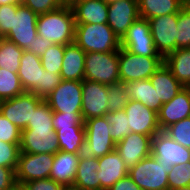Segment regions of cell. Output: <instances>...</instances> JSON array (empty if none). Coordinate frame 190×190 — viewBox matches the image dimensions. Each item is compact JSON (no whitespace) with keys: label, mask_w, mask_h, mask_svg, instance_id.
<instances>
[{"label":"cell","mask_w":190,"mask_h":190,"mask_svg":"<svg viewBox=\"0 0 190 190\" xmlns=\"http://www.w3.org/2000/svg\"><path fill=\"white\" fill-rule=\"evenodd\" d=\"M53 43L47 39L42 38L40 35L36 36V41L33 42V54L42 57L46 49Z\"/></svg>","instance_id":"obj_49"},{"label":"cell","mask_w":190,"mask_h":190,"mask_svg":"<svg viewBox=\"0 0 190 190\" xmlns=\"http://www.w3.org/2000/svg\"><path fill=\"white\" fill-rule=\"evenodd\" d=\"M65 5H67V0H62Z\"/></svg>","instance_id":"obj_56"},{"label":"cell","mask_w":190,"mask_h":190,"mask_svg":"<svg viewBox=\"0 0 190 190\" xmlns=\"http://www.w3.org/2000/svg\"><path fill=\"white\" fill-rule=\"evenodd\" d=\"M105 117L110 124L109 132L115 143L121 141L131 133V130L128 127V118L124 110L108 112Z\"/></svg>","instance_id":"obj_33"},{"label":"cell","mask_w":190,"mask_h":190,"mask_svg":"<svg viewBox=\"0 0 190 190\" xmlns=\"http://www.w3.org/2000/svg\"><path fill=\"white\" fill-rule=\"evenodd\" d=\"M21 4V0H0V5Z\"/></svg>","instance_id":"obj_50"},{"label":"cell","mask_w":190,"mask_h":190,"mask_svg":"<svg viewBox=\"0 0 190 190\" xmlns=\"http://www.w3.org/2000/svg\"><path fill=\"white\" fill-rule=\"evenodd\" d=\"M118 55L119 50L86 53L84 79L106 85L119 83Z\"/></svg>","instance_id":"obj_3"},{"label":"cell","mask_w":190,"mask_h":190,"mask_svg":"<svg viewBox=\"0 0 190 190\" xmlns=\"http://www.w3.org/2000/svg\"><path fill=\"white\" fill-rule=\"evenodd\" d=\"M85 56L86 53L75 43L65 45L63 64L60 72L62 80H84Z\"/></svg>","instance_id":"obj_23"},{"label":"cell","mask_w":190,"mask_h":190,"mask_svg":"<svg viewBox=\"0 0 190 190\" xmlns=\"http://www.w3.org/2000/svg\"><path fill=\"white\" fill-rule=\"evenodd\" d=\"M109 125L105 116L84 121V155L99 158L115 150L116 143L109 132Z\"/></svg>","instance_id":"obj_6"},{"label":"cell","mask_w":190,"mask_h":190,"mask_svg":"<svg viewBox=\"0 0 190 190\" xmlns=\"http://www.w3.org/2000/svg\"><path fill=\"white\" fill-rule=\"evenodd\" d=\"M38 14L30 8L19 4L13 14L12 29L4 38L14 42L23 50L33 53V42L36 41Z\"/></svg>","instance_id":"obj_7"},{"label":"cell","mask_w":190,"mask_h":190,"mask_svg":"<svg viewBox=\"0 0 190 190\" xmlns=\"http://www.w3.org/2000/svg\"><path fill=\"white\" fill-rule=\"evenodd\" d=\"M121 47L141 56L162 57L155 49L147 19L138 17L121 40Z\"/></svg>","instance_id":"obj_12"},{"label":"cell","mask_w":190,"mask_h":190,"mask_svg":"<svg viewBox=\"0 0 190 190\" xmlns=\"http://www.w3.org/2000/svg\"><path fill=\"white\" fill-rule=\"evenodd\" d=\"M53 154L20 152L16 173L18 188L29 181L50 178Z\"/></svg>","instance_id":"obj_11"},{"label":"cell","mask_w":190,"mask_h":190,"mask_svg":"<svg viewBox=\"0 0 190 190\" xmlns=\"http://www.w3.org/2000/svg\"><path fill=\"white\" fill-rule=\"evenodd\" d=\"M128 102V91L124 83L108 85V112L124 110Z\"/></svg>","instance_id":"obj_35"},{"label":"cell","mask_w":190,"mask_h":190,"mask_svg":"<svg viewBox=\"0 0 190 190\" xmlns=\"http://www.w3.org/2000/svg\"><path fill=\"white\" fill-rule=\"evenodd\" d=\"M119 76L121 83L149 79L163 64V57H147L119 49Z\"/></svg>","instance_id":"obj_4"},{"label":"cell","mask_w":190,"mask_h":190,"mask_svg":"<svg viewBox=\"0 0 190 190\" xmlns=\"http://www.w3.org/2000/svg\"><path fill=\"white\" fill-rule=\"evenodd\" d=\"M77 1H80V0H67V6H71L72 4L76 3Z\"/></svg>","instance_id":"obj_52"},{"label":"cell","mask_w":190,"mask_h":190,"mask_svg":"<svg viewBox=\"0 0 190 190\" xmlns=\"http://www.w3.org/2000/svg\"><path fill=\"white\" fill-rule=\"evenodd\" d=\"M24 50L14 42L0 37V68L18 73Z\"/></svg>","instance_id":"obj_31"},{"label":"cell","mask_w":190,"mask_h":190,"mask_svg":"<svg viewBox=\"0 0 190 190\" xmlns=\"http://www.w3.org/2000/svg\"><path fill=\"white\" fill-rule=\"evenodd\" d=\"M171 190H190V186L178 188V189H171Z\"/></svg>","instance_id":"obj_53"},{"label":"cell","mask_w":190,"mask_h":190,"mask_svg":"<svg viewBox=\"0 0 190 190\" xmlns=\"http://www.w3.org/2000/svg\"><path fill=\"white\" fill-rule=\"evenodd\" d=\"M20 152L53 154L59 150L54 129H24L21 131Z\"/></svg>","instance_id":"obj_16"},{"label":"cell","mask_w":190,"mask_h":190,"mask_svg":"<svg viewBox=\"0 0 190 190\" xmlns=\"http://www.w3.org/2000/svg\"><path fill=\"white\" fill-rule=\"evenodd\" d=\"M65 45L52 44L43 53L41 58L42 67L48 72L60 74Z\"/></svg>","instance_id":"obj_34"},{"label":"cell","mask_w":190,"mask_h":190,"mask_svg":"<svg viewBox=\"0 0 190 190\" xmlns=\"http://www.w3.org/2000/svg\"><path fill=\"white\" fill-rule=\"evenodd\" d=\"M21 130L6 119L0 112V141L4 143L20 144Z\"/></svg>","instance_id":"obj_42"},{"label":"cell","mask_w":190,"mask_h":190,"mask_svg":"<svg viewBox=\"0 0 190 190\" xmlns=\"http://www.w3.org/2000/svg\"><path fill=\"white\" fill-rule=\"evenodd\" d=\"M75 25L72 8L64 4L38 15L37 33L53 44L68 45L74 43Z\"/></svg>","instance_id":"obj_1"},{"label":"cell","mask_w":190,"mask_h":190,"mask_svg":"<svg viewBox=\"0 0 190 190\" xmlns=\"http://www.w3.org/2000/svg\"><path fill=\"white\" fill-rule=\"evenodd\" d=\"M185 4V0H138L139 17L148 20L153 17L178 14Z\"/></svg>","instance_id":"obj_28"},{"label":"cell","mask_w":190,"mask_h":190,"mask_svg":"<svg viewBox=\"0 0 190 190\" xmlns=\"http://www.w3.org/2000/svg\"><path fill=\"white\" fill-rule=\"evenodd\" d=\"M21 4L38 15L48 13L64 5L62 0H21Z\"/></svg>","instance_id":"obj_43"},{"label":"cell","mask_w":190,"mask_h":190,"mask_svg":"<svg viewBox=\"0 0 190 190\" xmlns=\"http://www.w3.org/2000/svg\"><path fill=\"white\" fill-rule=\"evenodd\" d=\"M18 5H0V37H4L12 29L13 14H16Z\"/></svg>","instance_id":"obj_45"},{"label":"cell","mask_w":190,"mask_h":190,"mask_svg":"<svg viewBox=\"0 0 190 190\" xmlns=\"http://www.w3.org/2000/svg\"><path fill=\"white\" fill-rule=\"evenodd\" d=\"M63 186L51 178L29 181L22 184L21 190H61Z\"/></svg>","instance_id":"obj_46"},{"label":"cell","mask_w":190,"mask_h":190,"mask_svg":"<svg viewBox=\"0 0 190 190\" xmlns=\"http://www.w3.org/2000/svg\"><path fill=\"white\" fill-rule=\"evenodd\" d=\"M172 167L158 163L150 155L128 170V175L142 190H168V172Z\"/></svg>","instance_id":"obj_5"},{"label":"cell","mask_w":190,"mask_h":190,"mask_svg":"<svg viewBox=\"0 0 190 190\" xmlns=\"http://www.w3.org/2000/svg\"><path fill=\"white\" fill-rule=\"evenodd\" d=\"M44 71L41 58L24 50L17 74L25 92L35 93L42 86Z\"/></svg>","instance_id":"obj_21"},{"label":"cell","mask_w":190,"mask_h":190,"mask_svg":"<svg viewBox=\"0 0 190 190\" xmlns=\"http://www.w3.org/2000/svg\"><path fill=\"white\" fill-rule=\"evenodd\" d=\"M62 81L60 74L44 71L42 78V86L34 93L45 99Z\"/></svg>","instance_id":"obj_44"},{"label":"cell","mask_w":190,"mask_h":190,"mask_svg":"<svg viewBox=\"0 0 190 190\" xmlns=\"http://www.w3.org/2000/svg\"><path fill=\"white\" fill-rule=\"evenodd\" d=\"M186 4L190 7V0H185Z\"/></svg>","instance_id":"obj_55"},{"label":"cell","mask_w":190,"mask_h":190,"mask_svg":"<svg viewBox=\"0 0 190 190\" xmlns=\"http://www.w3.org/2000/svg\"><path fill=\"white\" fill-rule=\"evenodd\" d=\"M70 7L75 24H107L108 3L105 0H80Z\"/></svg>","instance_id":"obj_22"},{"label":"cell","mask_w":190,"mask_h":190,"mask_svg":"<svg viewBox=\"0 0 190 190\" xmlns=\"http://www.w3.org/2000/svg\"><path fill=\"white\" fill-rule=\"evenodd\" d=\"M19 145L0 141V166L17 169L20 155Z\"/></svg>","instance_id":"obj_41"},{"label":"cell","mask_w":190,"mask_h":190,"mask_svg":"<svg viewBox=\"0 0 190 190\" xmlns=\"http://www.w3.org/2000/svg\"><path fill=\"white\" fill-rule=\"evenodd\" d=\"M164 64L184 87H190V48L169 53L164 57Z\"/></svg>","instance_id":"obj_27"},{"label":"cell","mask_w":190,"mask_h":190,"mask_svg":"<svg viewBox=\"0 0 190 190\" xmlns=\"http://www.w3.org/2000/svg\"><path fill=\"white\" fill-rule=\"evenodd\" d=\"M53 111L48 103L43 99L33 112L31 121L26 129H54L52 125Z\"/></svg>","instance_id":"obj_36"},{"label":"cell","mask_w":190,"mask_h":190,"mask_svg":"<svg viewBox=\"0 0 190 190\" xmlns=\"http://www.w3.org/2000/svg\"><path fill=\"white\" fill-rule=\"evenodd\" d=\"M164 132L177 143L190 148V117L170 125Z\"/></svg>","instance_id":"obj_39"},{"label":"cell","mask_w":190,"mask_h":190,"mask_svg":"<svg viewBox=\"0 0 190 190\" xmlns=\"http://www.w3.org/2000/svg\"><path fill=\"white\" fill-rule=\"evenodd\" d=\"M177 49L190 48V7L185 4L178 13Z\"/></svg>","instance_id":"obj_37"},{"label":"cell","mask_w":190,"mask_h":190,"mask_svg":"<svg viewBox=\"0 0 190 190\" xmlns=\"http://www.w3.org/2000/svg\"><path fill=\"white\" fill-rule=\"evenodd\" d=\"M157 115L161 131L190 117V87H184L172 100L163 103Z\"/></svg>","instance_id":"obj_19"},{"label":"cell","mask_w":190,"mask_h":190,"mask_svg":"<svg viewBox=\"0 0 190 190\" xmlns=\"http://www.w3.org/2000/svg\"><path fill=\"white\" fill-rule=\"evenodd\" d=\"M130 100L141 102L156 113L160 111L163 103H157V93L150 79L125 83Z\"/></svg>","instance_id":"obj_29"},{"label":"cell","mask_w":190,"mask_h":190,"mask_svg":"<svg viewBox=\"0 0 190 190\" xmlns=\"http://www.w3.org/2000/svg\"><path fill=\"white\" fill-rule=\"evenodd\" d=\"M100 190H109L118 180L128 174V168L116 150L98 158Z\"/></svg>","instance_id":"obj_20"},{"label":"cell","mask_w":190,"mask_h":190,"mask_svg":"<svg viewBox=\"0 0 190 190\" xmlns=\"http://www.w3.org/2000/svg\"><path fill=\"white\" fill-rule=\"evenodd\" d=\"M138 17V0H119L108 3L107 24L120 41Z\"/></svg>","instance_id":"obj_17"},{"label":"cell","mask_w":190,"mask_h":190,"mask_svg":"<svg viewBox=\"0 0 190 190\" xmlns=\"http://www.w3.org/2000/svg\"><path fill=\"white\" fill-rule=\"evenodd\" d=\"M107 3H111V2H114V1H119V0H105Z\"/></svg>","instance_id":"obj_54"},{"label":"cell","mask_w":190,"mask_h":190,"mask_svg":"<svg viewBox=\"0 0 190 190\" xmlns=\"http://www.w3.org/2000/svg\"><path fill=\"white\" fill-rule=\"evenodd\" d=\"M15 171V169L0 166V190H16L18 188Z\"/></svg>","instance_id":"obj_47"},{"label":"cell","mask_w":190,"mask_h":190,"mask_svg":"<svg viewBox=\"0 0 190 190\" xmlns=\"http://www.w3.org/2000/svg\"><path fill=\"white\" fill-rule=\"evenodd\" d=\"M74 43L85 53L112 52L121 47L120 39L108 24H76Z\"/></svg>","instance_id":"obj_2"},{"label":"cell","mask_w":190,"mask_h":190,"mask_svg":"<svg viewBox=\"0 0 190 190\" xmlns=\"http://www.w3.org/2000/svg\"><path fill=\"white\" fill-rule=\"evenodd\" d=\"M44 100L53 112L82 113V81L62 80Z\"/></svg>","instance_id":"obj_9"},{"label":"cell","mask_w":190,"mask_h":190,"mask_svg":"<svg viewBox=\"0 0 190 190\" xmlns=\"http://www.w3.org/2000/svg\"><path fill=\"white\" fill-rule=\"evenodd\" d=\"M151 141V136L131 132L116 143L115 150L129 170L143 158L151 155Z\"/></svg>","instance_id":"obj_18"},{"label":"cell","mask_w":190,"mask_h":190,"mask_svg":"<svg viewBox=\"0 0 190 190\" xmlns=\"http://www.w3.org/2000/svg\"><path fill=\"white\" fill-rule=\"evenodd\" d=\"M156 51L164 58L177 50L178 14L148 19Z\"/></svg>","instance_id":"obj_10"},{"label":"cell","mask_w":190,"mask_h":190,"mask_svg":"<svg viewBox=\"0 0 190 190\" xmlns=\"http://www.w3.org/2000/svg\"><path fill=\"white\" fill-rule=\"evenodd\" d=\"M24 92L18 74L0 68V101L14 98Z\"/></svg>","instance_id":"obj_32"},{"label":"cell","mask_w":190,"mask_h":190,"mask_svg":"<svg viewBox=\"0 0 190 190\" xmlns=\"http://www.w3.org/2000/svg\"><path fill=\"white\" fill-rule=\"evenodd\" d=\"M61 190H82V189L75 185H67V186H63Z\"/></svg>","instance_id":"obj_51"},{"label":"cell","mask_w":190,"mask_h":190,"mask_svg":"<svg viewBox=\"0 0 190 190\" xmlns=\"http://www.w3.org/2000/svg\"><path fill=\"white\" fill-rule=\"evenodd\" d=\"M128 118V127L132 133L151 136L161 131L158 124V115L139 101L130 100L124 108Z\"/></svg>","instance_id":"obj_15"},{"label":"cell","mask_w":190,"mask_h":190,"mask_svg":"<svg viewBox=\"0 0 190 190\" xmlns=\"http://www.w3.org/2000/svg\"><path fill=\"white\" fill-rule=\"evenodd\" d=\"M98 158L80 155L79 164L73 185L82 190H100V180L98 179Z\"/></svg>","instance_id":"obj_26"},{"label":"cell","mask_w":190,"mask_h":190,"mask_svg":"<svg viewBox=\"0 0 190 190\" xmlns=\"http://www.w3.org/2000/svg\"><path fill=\"white\" fill-rule=\"evenodd\" d=\"M52 125L54 131L71 127H84L82 113L65 114L61 112H53Z\"/></svg>","instance_id":"obj_40"},{"label":"cell","mask_w":190,"mask_h":190,"mask_svg":"<svg viewBox=\"0 0 190 190\" xmlns=\"http://www.w3.org/2000/svg\"><path fill=\"white\" fill-rule=\"evenodd\" d=\"M151 155L158 163L173 167L190 161V148L182 146L164 131H160L152 138Z\"/></svg>","instance_id":"obj_13"},{"label":"cell","mask_w":190,"mask_h":190,"mask_svg":"<svg viewBox=\"0 0 190 190\" xmlns=\"http://www.w3.org/2000/svg\"><path fill=\"white\" fill-rule=\"evenodd\" d=\"M190 186V161L176 164L168 172V190Z\"/></svg>","instance_id":"obj_38"},{"label":"cell","mask_w":190,"mask_h":190,"mask_svg":"<svg viewBox=\"0 0 190 190\" xmlns=\"http://www.w3.org/2000/svg\"><path fill=\"white\" fill-rule=\"evenodd\" d=\"M108 85L84 79L82 81V119L86 121L108 113Z\"/></svg>","instance_id":"obj_14"},{"label":"cell","mask_w":190,"mask_h":190,"mask_svg":"<svg viewBox=\"0 0 190 190\" xmlns=\"http://www.w3.org/2000/svg\"><path fill=\"white\" fill-rule=\"evenodd\" d=\"M80 155L59 150L54 155L50 178L62 186L73 185Z\"/></svg>","instance_id":"obj_24"},{"label":"cell","mask_w":190,"mask_h":190,"mask_svg":"<svg viewBox=\"0 0 190 190\" xmlns=\"http://www.w3.org/2000/svg\"><path fill=\"white\" fill-rule=\"evenodd\" d=\"M59 148L66 153L82 154L85 143V127H71L56 132Z\"/></svg>","instance_id":"obj_30"},{"label":"cell","mask_w":190,"mask_h":190,"mask_svg":"<svg viewBox=\"0 0 190 190\" xmlns=\"http://www.w3.org/2000/svg\"><path fill=\"white\" fill-rule=\"evenodd\" d=\"M42 100L43 98L32 92H24L14 98L0 101V112L22 131L26 129L33 112Z\"/></svg>","instance_id":"obj_8"},{"label":"cell","mask_w":190,"mask_h":190,"mask_svg":"<svg viewBox=\"0 0 190 190\" xmlns=\"http://www.w3.org/2000/svg\"><path fill=\"white\" fill-rule=\"evenodd\" d=\"M149 79L156 90L157 103L169 102L184 88L165 64Z\"/></svg>","instance_id":"obj_25"},{"label":"cell","mask_w":190,"mask_h":190,"mask_svg":"<svg viewBox=\"0 0 190 190\" xmlns=\"http://www.w3.org/2000/svg\"><path fill=\"white\" fill-rule=\"evenodd\" d=\"M109 190H142L131 177L127 174L122 179L118 180Z\"/></svg>","instance_id":"obj_48"}]
</instances>
